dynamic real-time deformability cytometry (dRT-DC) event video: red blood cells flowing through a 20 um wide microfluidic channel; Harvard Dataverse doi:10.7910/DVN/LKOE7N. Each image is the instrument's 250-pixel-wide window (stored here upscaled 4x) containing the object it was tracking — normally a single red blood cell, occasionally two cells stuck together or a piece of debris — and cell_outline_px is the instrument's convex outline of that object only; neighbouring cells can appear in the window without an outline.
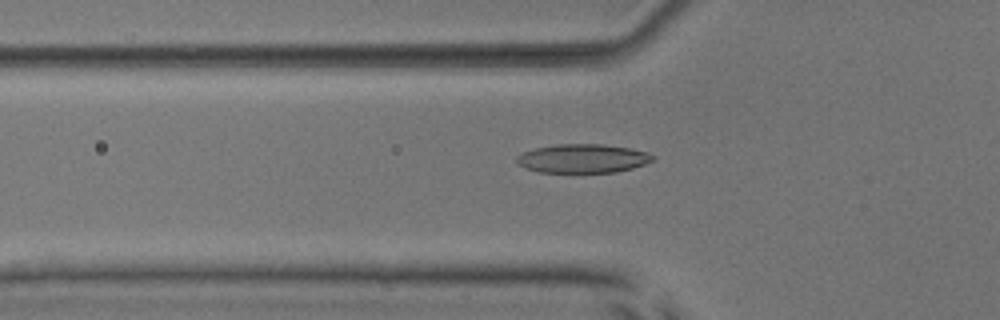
{"species": "common noctule bat (a hibernating species)", "species_latin": "Nyctalus noctula", "temperature_condition": "room temperature", "stored_images_in_passage": 44, "camera_frame_rate_fps": 3000, "um_per_image_px": 0.085, "animal": {"sex": "male", "body_mass_g": 17.9, "forearm_length_mm": 54.2}, "frame": {"image": 1, "passage_image": 10, "time_ms": 3.0, "image_size_px": [1000, 320], "cell_outline_px": [[656, 156], [652, 160], [644, 164], [632, 168], [616, 172], [540, 172], [524, 168], [516, 164], [516, 156], [524, 152], [536, 148], [556, 144], [604, 144], [628, 148], [648, 152]], "centroid_in_image_um": [49.51, 13.47], "position_along_channel_um": 76.3, "area_um2": 22.83}}
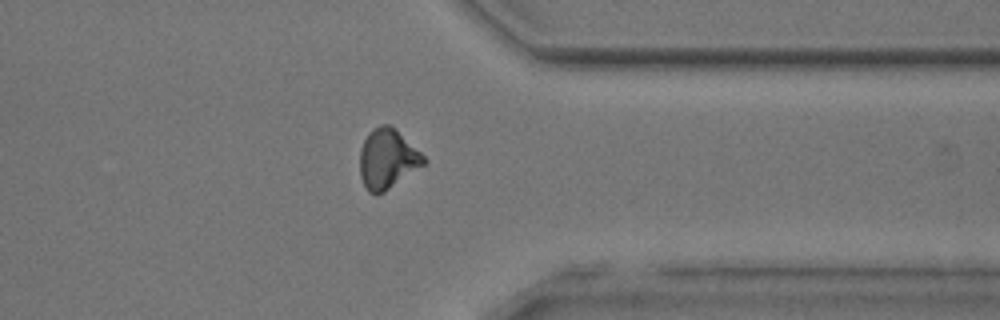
{"frame": {"image": 2, "passage_image": 33, "time_ms": 10.667, "image_size_px": [1000, 320], "cell_outline_px": [[428, 160], [424, 164], [384, 192], [376, 196], [368, 192], [360, 176], [360, 148], [368, 132], [372, 128], [380, 124], [388, 124], [420, 152]], "centroid_in_image_um": [32.89, 13.52], "position_along_channel_um": 378.5, "area_um2": 21.96}}
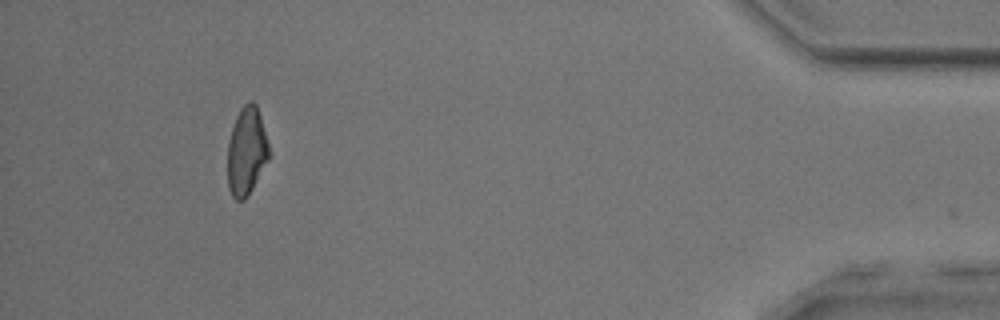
{"frame": {"image": 3, "passage_image": 40, "time_ms": 13.0, "image_size_px": [1000, 320], "cell_outline_px": [[268, 160], [252, 188], [244, 200], [236, 200], [232, 196], [228, 188], [228, 140], [236, 116], [240, 108], [248, 100], [252, 100], [256, 104], [260, 116], [268, 144]], "centroid_in_image_um": [20.93, 12.83], "position_along_channel_um": 414.3, "area_um2": 20.98}, "authors_computed_cell_mechanics": {"area_um2": 21.5016, "velocity_mm_per_s": 4.0087, "shape_relaxation_time_tau1_ms": 3.9221, "shape_relaxation_time_tau2_ms": 2.0348, "deformation_change_tau1": 0.1494, "deformation_change_tau2": 0.0855}}